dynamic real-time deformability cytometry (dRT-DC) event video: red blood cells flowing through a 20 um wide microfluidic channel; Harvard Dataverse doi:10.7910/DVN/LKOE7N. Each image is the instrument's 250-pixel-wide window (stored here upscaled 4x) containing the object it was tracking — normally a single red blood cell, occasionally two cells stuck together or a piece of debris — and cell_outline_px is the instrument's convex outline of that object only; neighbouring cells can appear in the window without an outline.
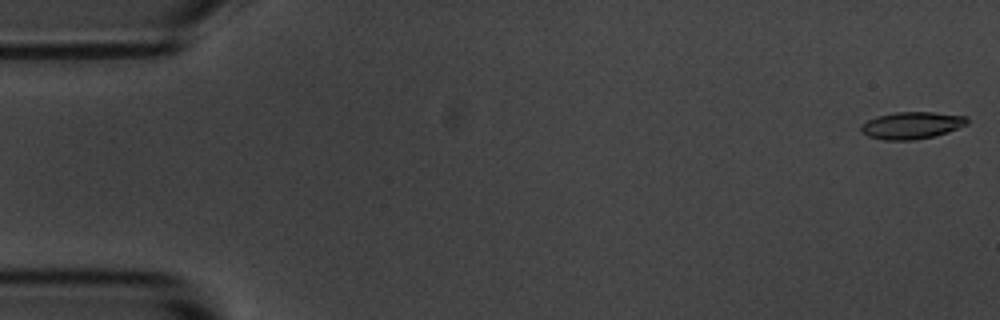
{"species": "common noctule bat (a hibernating species)", "species_latin": "Nyctalus noctula", "temperature_condition": "room temperature", "stored_images_in_passage": 5, "camera_frame_rate_fps": 3000, "um_per_image_px": 0.085, "animal": {"sex": "male", "body_mass_g": 20.1, "forearm_length_mm": 53.5}, "frame": {"image": 1, "passage_image": 1, "time_ms": 0.0, "image_size_px": [1000, 320], "cell_outline_px": [[968, 124], [948, 132], [936, 136], [916, 140], [884, 140], [868, 136], [860, 132], [860, 124], [876, 116], [896, 112], [932, 112], [968, 116]], "centroid_in_image_um": [77.49, 10.66], "position_along_channel_um": 7.5, "area_um2": 16.99}}
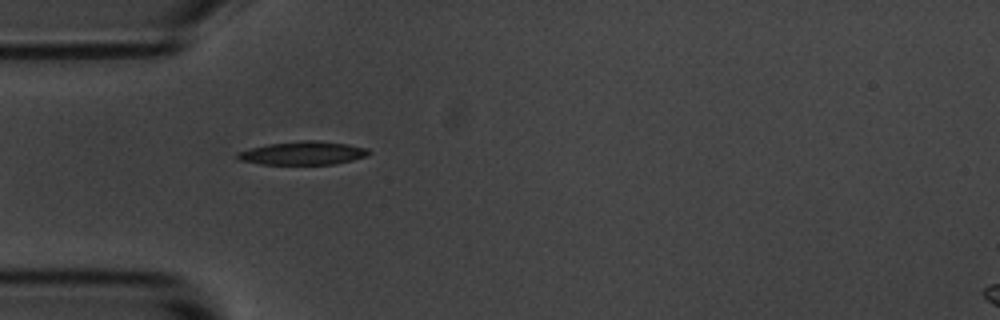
{"frame": {"image": 2, "passage_image": 5, "time_ms": 5.0, "image_size_px": [1000, 320], "cell_outline_px": [[372, 152], [368, 156], [336, 164], [260, 164], [240, 160], [236, 156], [236, 152], [248, 148], [268, 144], [300, 140], [316, 140], [348, 144], [368, 148]], "centroid_in_image_um": [25.76, 13.0], "position_along_channel_um": 59.2, "area_um2": 18.09}}